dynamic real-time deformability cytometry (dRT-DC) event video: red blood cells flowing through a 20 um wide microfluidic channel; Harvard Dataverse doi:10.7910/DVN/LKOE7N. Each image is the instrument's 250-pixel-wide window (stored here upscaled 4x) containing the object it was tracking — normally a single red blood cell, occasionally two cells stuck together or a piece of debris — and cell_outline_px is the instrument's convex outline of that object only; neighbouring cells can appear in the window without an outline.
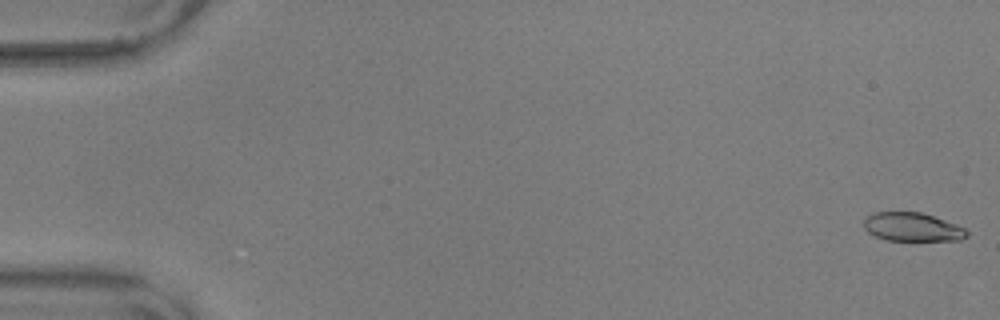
{"species": "common noctule bat (a hibernating species)", "species_latin": "Nyctalus noctula", "temperature_condition": "warm", "stored_images_in_passage": 57, "camera_frame_rate_fps": 3000, "um_per_image_px": 0.085, "animal": {"sex": "male", "body_mass_g": 17.9, "forearm_length_mm": 54.2}, "frame": {"image": 1, "passage_image": 1, "time_ms": 0.0, "image_size_px": [1000, 320], "cell_outline_px": [[968, 236], [960, 240], [884, 240], [868, 232], [864, 228], [864, 220], [868, 216], [876, 212], [920, 212], [956, 224], [964, 228], [968, 232]], "centroid_in_image_um": [77.54, 19.3], "position_along_channel_um": 7.5, "area_um2": 16.99}}
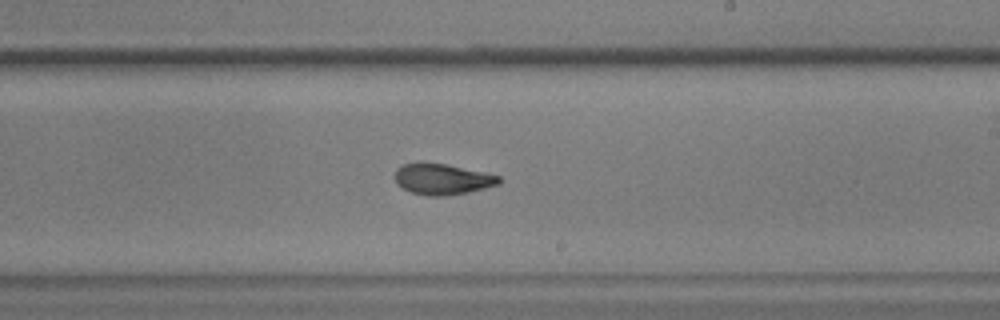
{"frame": {"image": 2, "passage_image": 34, "time_ms": 11.0, "image_size_px": [1000, 320], "cell_outline_px": [[500, 184], [468, 192], [444, 196], [428, 196], [412, 192], [396, 184], [396, 168], [404, 164], [420, 160], [444, 164], [484, 172], [500, 176]], "centroid_in_image_um": [37.57, 15.2], "position_along_channel_um": 251.4, "area_um2": 18.84}}
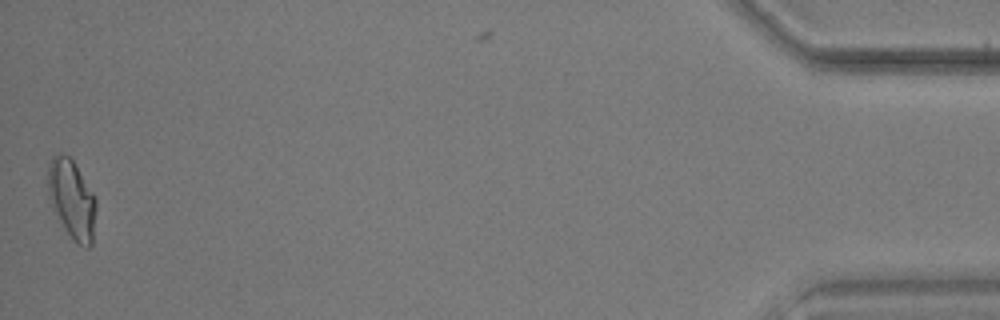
{"frame": {"image": 3, "passage_image": 56, "time_ms": 18.333, "image_size_px": [1000, 320], "cell_outline_px": [[96, 208], [92, 244], [88, 248], [84, 248], [72, 240], [52, 212], [48, 196], [48, 164], [52, 156], [56, 152], [60, 152], [68, 156], [72, 160], [96, 196]], "centroid_in_image_um": [6.08, 16.96], "position_along_channel_um": 429.1, "area_um2": 22.72}, "authors_computed_cell_mechanics": {"area_um2": 18.9584, "velocity_mm_per_s": 3.6117, "shape_relaxation_time_tau1_ms": 6.7417, "shape_relaxation_time_tau2_ms": 2.6012, "deformation_change_tau1": 0.1886, "deformation_change_tau2": 0.0835}}